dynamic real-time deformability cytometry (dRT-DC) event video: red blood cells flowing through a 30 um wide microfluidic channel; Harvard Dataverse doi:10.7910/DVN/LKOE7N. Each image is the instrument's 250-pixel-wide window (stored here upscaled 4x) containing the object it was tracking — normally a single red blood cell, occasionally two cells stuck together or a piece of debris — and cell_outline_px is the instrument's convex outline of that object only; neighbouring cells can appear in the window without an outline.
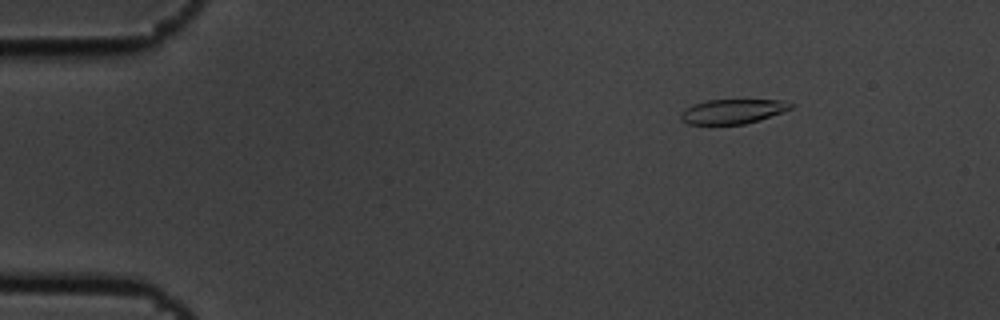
{"species": "common noctule bat (a hibernating species)", "species_latin": "Nyctalus noctula", "temperature_condition": "cold", "stored_images_in_passage": 8, "camera_frame_rate_fps": 3000, "um_per_image_px": 0.085, "animal": {"sex": "male", "body_mass_g": 19.5, "forearm_length_mm": 54.6}, "frame": {"image": 1, "passage_image": 3, "time_ms": 0.667, "image_size_px": [1000, 320], "cell_outline_px": [[792, 108], [744, 124], [688, 124], [680, 120], [680, 112], [684, 108], [708, 100], [784, 100], [792, 104]], "centroid_in_image_um": [62.2, 9.46], "position_along_channel_um": 22.8, "area_um2": 15.43}}
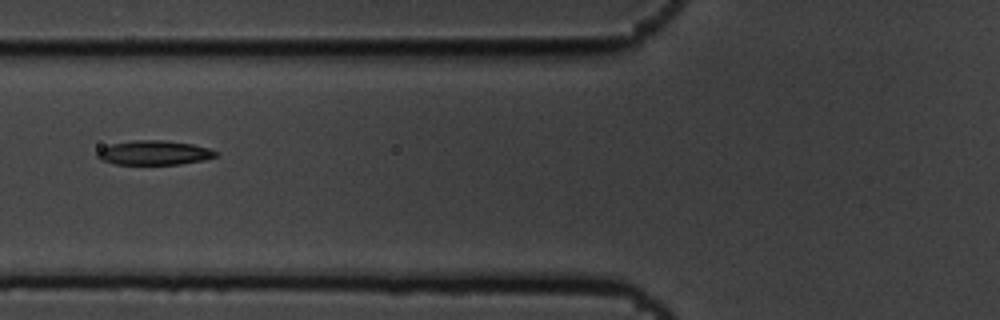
{"frame": {"image": 2, "passage_image": 7, "time_ms": 2.0, "image_size_px": [1000, 320], "cell_outline_px": [[220, 152], [216, 156], [204, 160], [180, 164], [116, 164], [100, 160], [96, 156], [96, 152], [100, 148], [112, 144], [136, 140], [164, 140], [192, 144], [208, 148]], "centroid_in_image_um": [13.1, 12.98], "position_along_channel_um": 112.7, "area_um2": 16.82}}
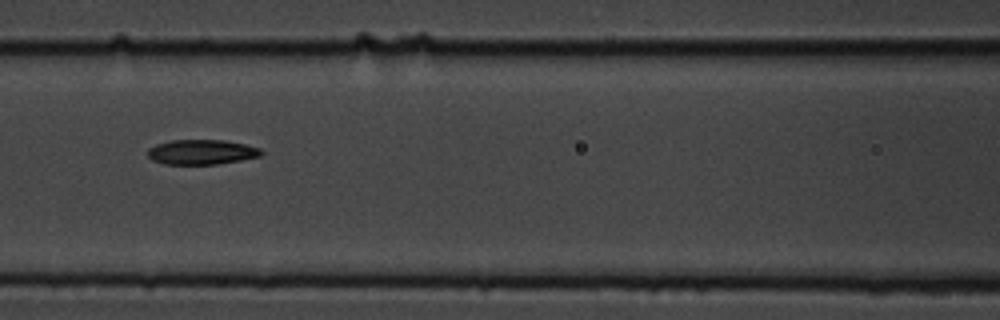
{"frame": {"image": 3, "passage_image": 8, "time_ms": 2.333, "image_size_px": [1000, 320], "cell_outline_px": [[264, 152], [260, 156], [240, 160], [216, 164], [164, 164], [152, 160], [148, 156], [148, 148], [156, 144], [172, 140], [224, 140], [244, 144], [260, 148]], "centroid_in_image_um": [17.12, 12.92], "position_along_channel_um": 149.5, "area_um2": 16.42}}